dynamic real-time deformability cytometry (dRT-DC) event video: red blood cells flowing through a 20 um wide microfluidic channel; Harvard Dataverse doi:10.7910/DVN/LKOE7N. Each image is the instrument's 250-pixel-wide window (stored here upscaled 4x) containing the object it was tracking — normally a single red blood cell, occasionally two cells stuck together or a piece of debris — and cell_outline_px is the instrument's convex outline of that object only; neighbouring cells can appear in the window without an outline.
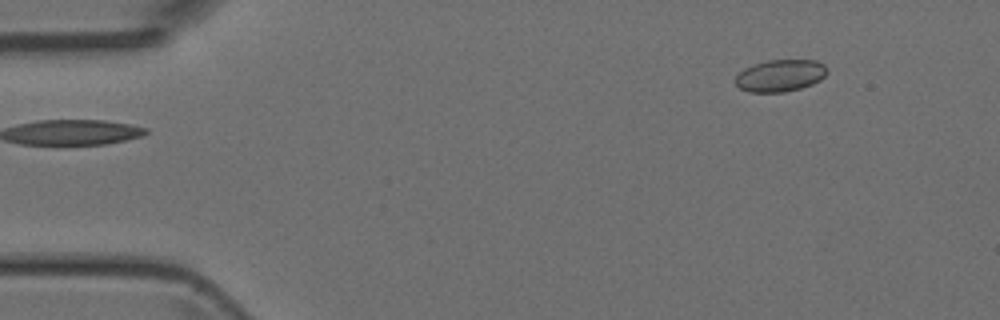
{"species": "Egyptian fruit bat (a non-hibernating species)", "species_latin": "Rousettus aegyptiacus", "temperature_condition": "room temperature", "stored_images_in_passage": 4, "segment_of_instrument_passage": [2, 2], "camera_frame_rate_fps": 3000, "um_per_image_px": 0.085, "animal": {"sex": "female"}, "frame": {"image": 1, "passage_image": 4, "time_ms": 3.333, "image_size_px": [1000, 320], "cell_outline_px": [[828, 72], [820, 80], [812, 84], [800, 88], [784, 92], [748, 92], [740, 88], [736, 84], [736, 76], [744, 68], [752, 64], [768, 60], [816, 60], [824, 64], [828, 68]], "centroid_in_image_um": [66.33, 6.42], "position_along_channel_um": 18.7, "area_um2": 17.17}}